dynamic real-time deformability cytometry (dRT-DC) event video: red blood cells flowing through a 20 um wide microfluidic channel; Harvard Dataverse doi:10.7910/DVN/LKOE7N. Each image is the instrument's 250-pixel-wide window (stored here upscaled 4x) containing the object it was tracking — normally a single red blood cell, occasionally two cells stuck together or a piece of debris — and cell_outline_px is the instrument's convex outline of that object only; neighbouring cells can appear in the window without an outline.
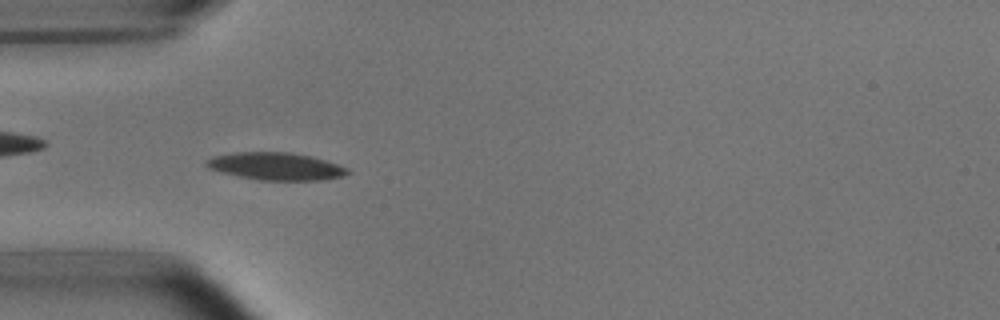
{"species": "common noctule bat (a hibernating species)", "species_latin": "Nyctalus noctula", "temperature_condition": "room temperature", "stored_images_in_passage": 52, "camera_frame_rate_fps": 3000, "um_per_image_px": 0.085, "animal": {"sex": "male", "body_mass_g": 15.6}, "frame": {"image": 1, "passage_image": 15, "time_ms": 4.667, "image_size_px": [1000, 320], "cell_outline_px": [[352, 172], [344, 176], [324, 180], [260, 180], [240, 176], [208, 168], [204, 164], [204, 160], [212, 156], [236, 152], [288, 152], [312, 156], [348, 168]], "centroid_in_image_um": [23.46, 14.13], "position_along_channel_um": 61.5, "area_um2": 22.6}}
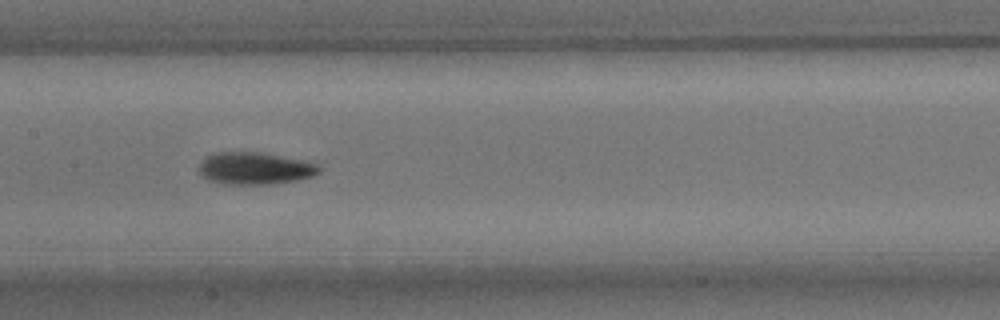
{"frame": {"image": 2, "passage_image": 25, "time_ms": 8.0, "image_size_px": [1000, 320], "cell_outline_px": [[320, 172], [312, 176], [296, 180], [268, 184], [224, 184], [208, 180], [200, 172], [200, 164], [208, 156], [216, 152], [260, 152], [320, 164]], "centroid_in_image_um": [21.68, 14.31], "position_along_channel_um": 185.7, "area_um2": 22.2}}
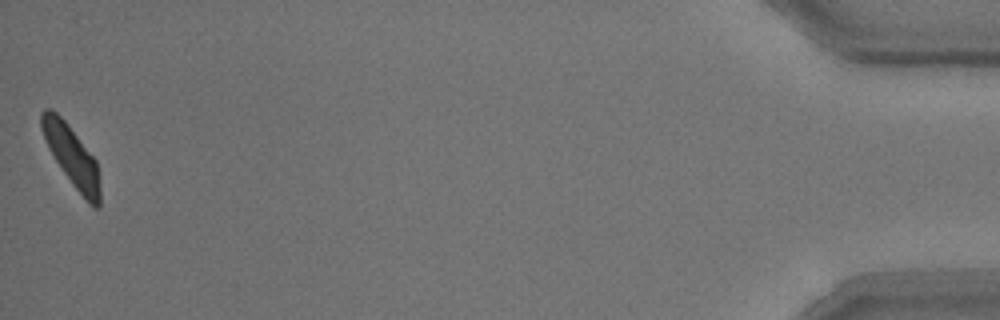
{"frame": {"image": 3, "passage_image": 52, "time_ms": 17.0, "image_size_px": [1000, 320], "cell_outline_px": [[100, 208], [92, 208], [72, 184], [48, 148], [40, 128], [40, 112], [44, 108], [52, 108], [68, 124], [96, 160], [100, 188]], "centroid_in_image_um": [6.08, 13.25], "position_along_channel_um": 429.1, "area_um2": 20.52}, "authors_computed_cell_mechanics": {"area_um2": 21.386, "velocity_mm_per_s": 3.7444, "shape_relaxation_time_tau1_ms": 3.7625, "shape_relaxation_time_tau2_ms": 4.0156, "deformation_change_tau1": 0.1404, "deformation_change_tau2": 0.1017}}